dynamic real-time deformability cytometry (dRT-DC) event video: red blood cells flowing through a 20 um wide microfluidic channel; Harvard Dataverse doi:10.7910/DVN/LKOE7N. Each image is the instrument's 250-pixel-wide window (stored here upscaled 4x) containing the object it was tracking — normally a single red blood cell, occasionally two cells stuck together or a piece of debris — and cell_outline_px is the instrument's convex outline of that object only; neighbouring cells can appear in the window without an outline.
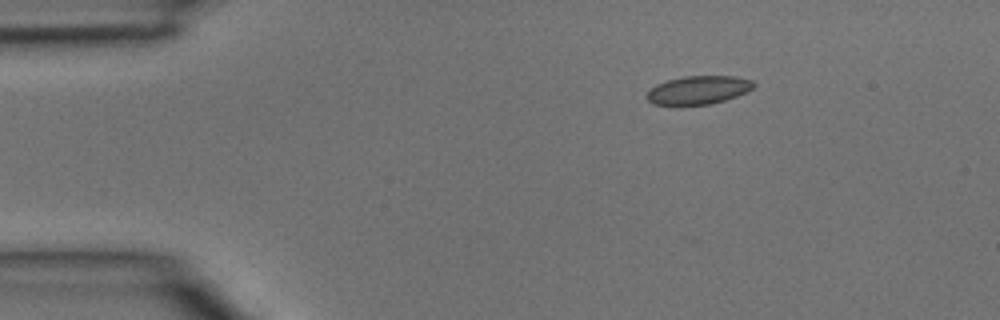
{"species": "common noctule bat (a hibernating species)", "species_latin": "Nyctalus noctula", "temperature_condition": "room temperature", "stored_images_in_passage": 3, "camera_frame_rate_fps": 3000, "um_per_image_px": 0.085, "animal": {"sex": "male", "body_mass_g": 15.6}, "frame": {"image": 1, "passage_image": 1, "time_ms": 0.0, "image_size_px": [1000, 320], "cell_outline_px": [[756, 84], [752, 88], [736, 96], [712, 104], [652, 104], [644, 96], [656, 84], [668, 80], [684, 76], [732, 76], [752, 80]], "centroid_in_image_um": [59.34, 7.64], "position_along_channel_um": 25.7, "area_um2": 17.4}}
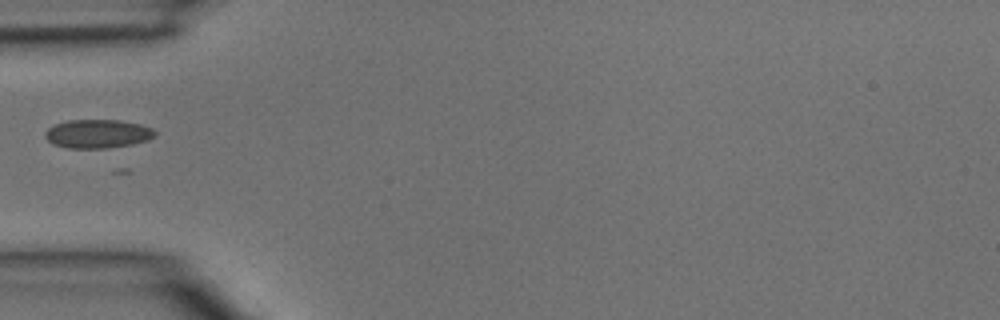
{"frame": {"image": 2, "passage_image": 3, "time_ms": 0.667, "image_size_px": [1000, 320], "cell_outline_px": [[156, 136], [148, 140], [132, 144], [104, 148], [68, 148], [52, 144], [44, 136], [44, 132], [52, 124], [68, 120], [120, 120], [140, 124], [152, 128], [156, 132]], "centroid_in_image_um": [8.28, 11.36], "position_along_channel_um": 76.7, "area_um2": 18.5}}